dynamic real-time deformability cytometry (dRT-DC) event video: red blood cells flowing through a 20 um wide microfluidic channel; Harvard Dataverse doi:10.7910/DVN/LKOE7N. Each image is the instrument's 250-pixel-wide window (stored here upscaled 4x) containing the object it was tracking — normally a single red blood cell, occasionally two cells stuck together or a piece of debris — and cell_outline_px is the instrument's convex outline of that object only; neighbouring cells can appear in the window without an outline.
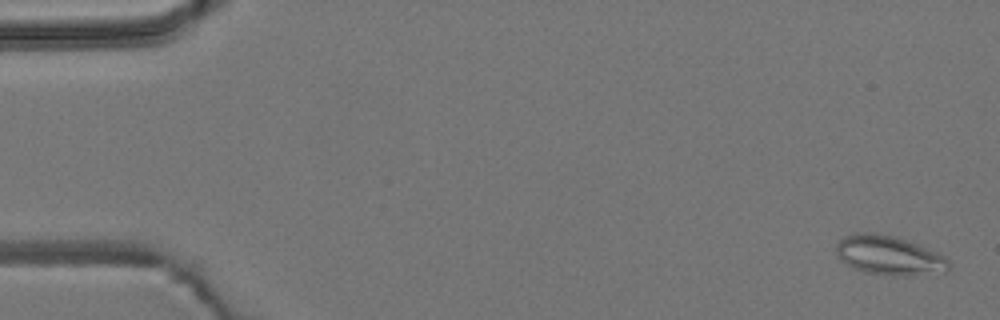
{"species": "common noctule bat (a hibernating species)", "species_latin": "Nyctalus noctula", "temperature_condition": "room temperature", "stored_images_in_passage": 54, "camera_frame_rate_fps": 3000, "um_per_image_px": 0.085, "animal": {"sex": "male", "body_mass_g": 19.2, "forearm_length_mm": 51.8}, "frame": {"image": 1, "passage_image": 2, "time_ms": 0.333, "image_size_px": [1000, 320], "cell_outline_px": [[952, 268], [948, 272], [908, 276], [892, 276], [864, 272], [852, 268], [840, 260], [836, 256], [836, 244], [844, 236], [856, 232], [872, 232], [892, 236], [940, 252], [952, 264]], "centroid_in_image_um": [75.59, 21.73], "position_along_channel_um": 9.4, "area_um2": 26.3}}
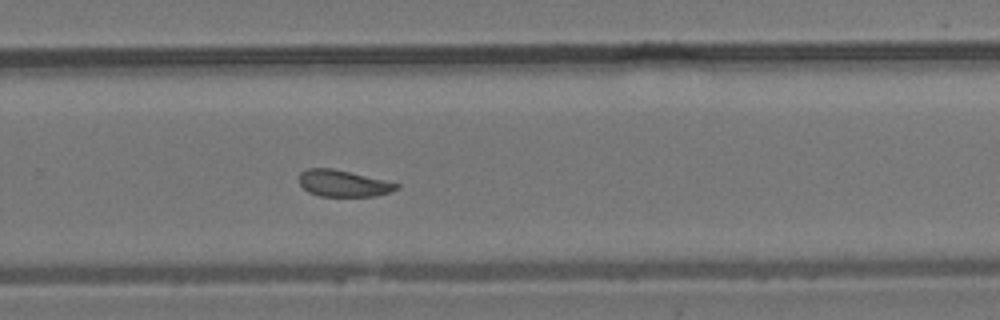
{"frame": {"image": 2, "passage_image": 36, "time_ms": 11.667, "image_size_px": [1000, 320], "cell_outline_px": [[400, 188], [376, 196], [320, 196], [308, 192], [300, 184], [300, 172], [308, 168], [332, 168], [400, 184]], "centroid_in_image_um": [29.16, 15.59], "position_along_channel_um": 300.6, "area_um2": 14.85}}
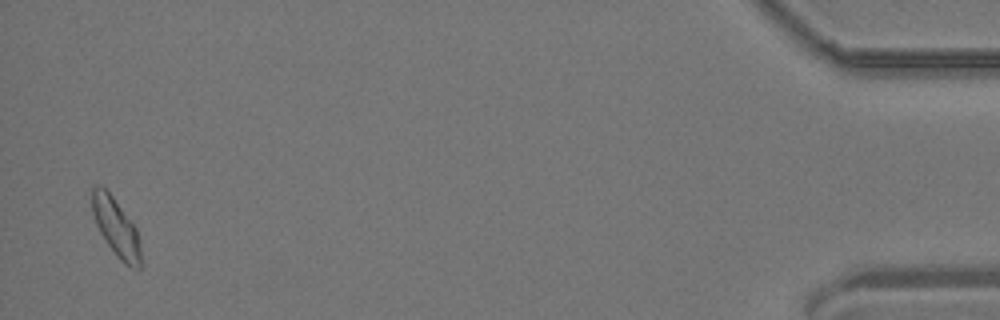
{"frame": {"image": 3, "passage_image": 53, "time_ms": 17.333, "image_size_px": [1000, 320], "cell_outline_px": [[140, 268], [132, 268], [124, 264], [120, 260], [108, 244], [100, 232], [96, 224], [92, 212], [92, 188], [100, 184], [112, 196], [136, 228], [140, 244]], "centroid_in_image_um": [9.86, 19.33], "position_along_channel_um": 425.3, "area_um2": 16.13}, "authors_computed_cell_mechanics": {"area_um2": 16.184, "velocity_mm_per_s": 3.806, "shape_relaxation_time_tau1_ms": null, "shape_relaxation_time_tau2_ms": 3.1421, "deformation_change_tau1": null, "deformation_change_tau2": 0.079}}